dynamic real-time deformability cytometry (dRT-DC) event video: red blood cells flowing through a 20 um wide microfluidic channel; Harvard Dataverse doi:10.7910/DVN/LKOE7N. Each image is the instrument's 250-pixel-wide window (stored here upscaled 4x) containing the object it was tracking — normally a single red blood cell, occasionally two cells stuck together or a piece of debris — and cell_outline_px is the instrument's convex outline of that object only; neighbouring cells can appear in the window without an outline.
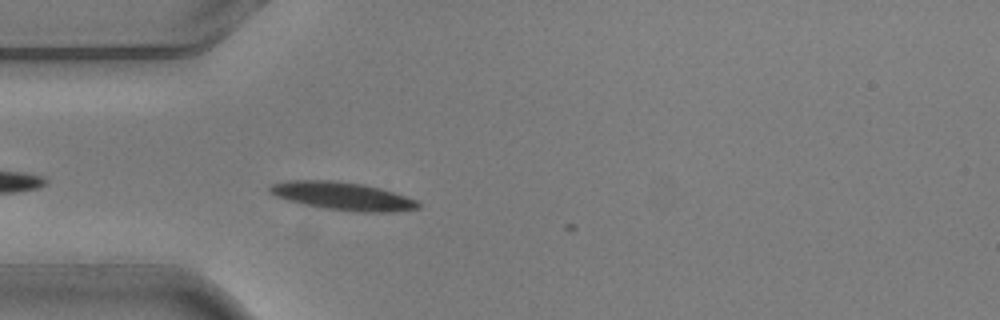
{"species": "common noctule bat (a hibernating species)", "species_latin": "Nyctalus noctula", "temperature_condition": "warm", "stored_images_in_passage": 2, "camera_frame_rate_fps": 3000, "um_per_image_px": 0.085, "animal": {"sex": "male", "body_mass_g": 20.5, "forearm_length_mm": 52.5}, "frame": {"image": 1, "passage_image": 2, "time_ms": 0.333, "image_size_px": [1000, 320], "cell_outline_px": [[420, 208], [396, 212], [360, 212], [324, 208], [304, 204], [288, 200], [276, 196], [268, 192], [268, 184], [288, 180], [332, 180], [364, 184], [380, 188], [416, 200], [420, 204]], "centroid_in_image_um": [29.09, 16.66], "position_along_channel_um": 55.9, "area_um2": 24.28}}